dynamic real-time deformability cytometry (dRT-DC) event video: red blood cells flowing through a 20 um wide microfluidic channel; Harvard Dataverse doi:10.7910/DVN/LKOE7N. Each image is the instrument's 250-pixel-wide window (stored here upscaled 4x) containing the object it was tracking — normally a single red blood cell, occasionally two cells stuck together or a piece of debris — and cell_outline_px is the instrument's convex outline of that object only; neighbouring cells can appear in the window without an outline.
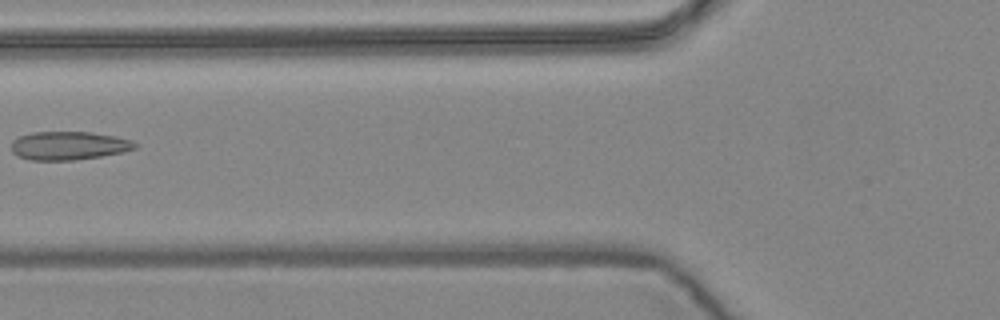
{"species": "common noctule bat (a hibernating species)", "species_latin": "Nyctalus noctula", "temperature_condition": "warm", "stored_images_in_passage": 5, "camera_frame_rate_fps": 3000, "um_per_image_px": 0.085, "animal": {"sex": "female", "body_mass_g": 24.6, "forearm_length_mm": 56.2}, "frame": {"image": 1, "passage_image": 5, "time_ms": 1.333, "image_size_px": [1000, 320], "cell_outline_px": [[136, 148], [124, 152], [100, 156], [72, 160], [28, 160], [16, 156], [12, 152], [12, 140], [20, 136], [32, 132], [92, 132], [116, 136], [132, 140], [136, 144]], "centroid_in_image_um": [5.83, 12.38], "position_along_channel_um": 120.0, "area_um2": 20.58}}